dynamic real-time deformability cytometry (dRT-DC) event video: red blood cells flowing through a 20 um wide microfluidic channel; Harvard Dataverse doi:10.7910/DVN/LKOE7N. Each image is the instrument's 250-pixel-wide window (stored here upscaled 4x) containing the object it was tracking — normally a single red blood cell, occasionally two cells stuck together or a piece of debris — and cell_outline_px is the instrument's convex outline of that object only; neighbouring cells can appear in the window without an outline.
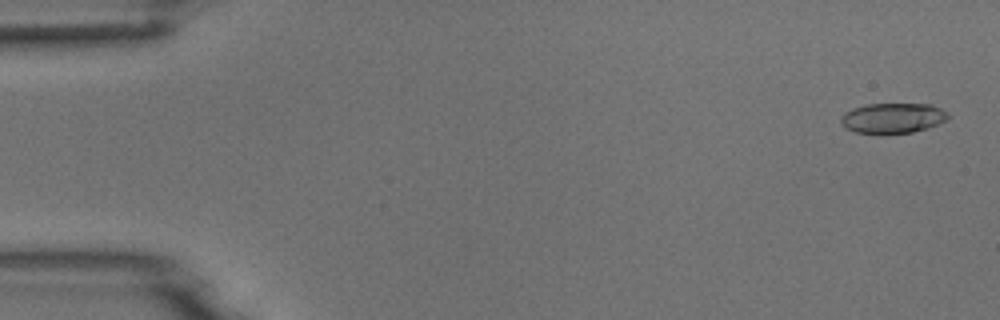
{"species": "common noctule bat (a hibernating species)", "species_latin": "Nyctalus noctula", "temperature_condition": "room temperature", "stored_images_in_passage": 53, "camera_frame_rate_fps": 3000, "um_per_image_px": 0.085, "animal": {"sex": "male", "body_mass_g": 18.8}, "frame": {"image": 1, "passage_image": 2, "time_ms": 0.333, "image_size_px": [1000, 320], "cell_outline_px": [[948, 120], [928, 128], [912, 132], [856, 132], [840, 124], [840, 116], [844, 112], [852, 108], [868, 104], [932, 104], [948, 112]], "centroid_in_image_um": [75.9, 10.01], "position_along_channel_um": 9.1, "area_um2": 18.67}}
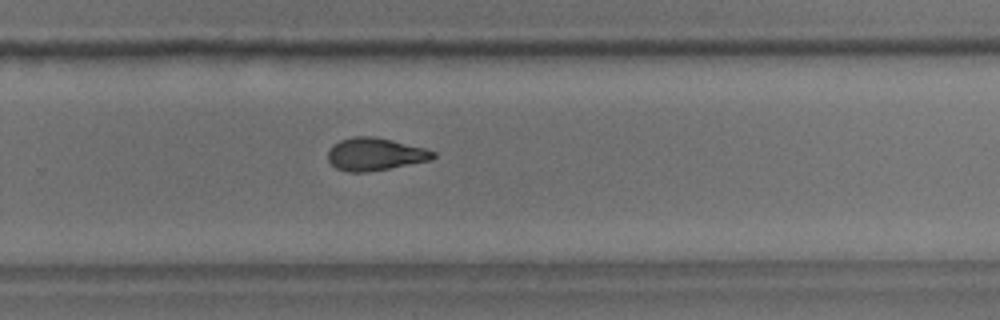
{"frame": {"image": 2, "passage_image": 35, "time_ms": 11.333, "image_size_px": [1000, 320], "cell_outline_px": [[436, 156], [432, 160], [368, 172], [348, 172], [336, 168], [328, 160], [328, 152], [332, 144], [340, 140], [352, 136], [372, 136], [392, 140], [424, 148], [436, 152]], "centroid_in_image_um": [31.87, 13.1], "position_along_channel_um": 297.9, "area_um2": 20.06}}
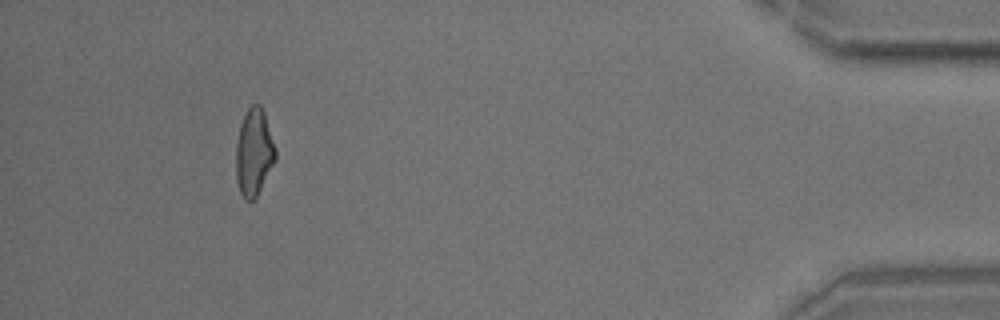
{"frame": {"image": 3, "passage_image": 49, "time_ms": 16.0, "image_size_px": [1000, 320], "cell_outline_px": [[276, 160], [256, 196], [252, 200], [244, 200], [240, 192], [236, 180], [236, 144], [240, 124], [248, 108], [252, 104], [260, 104], [264, 112], [276, 148]], "centroid_in_image_um": [21.58, 12.94], "position_along_channel_um": 413.6, "area_um2": 20.0}}